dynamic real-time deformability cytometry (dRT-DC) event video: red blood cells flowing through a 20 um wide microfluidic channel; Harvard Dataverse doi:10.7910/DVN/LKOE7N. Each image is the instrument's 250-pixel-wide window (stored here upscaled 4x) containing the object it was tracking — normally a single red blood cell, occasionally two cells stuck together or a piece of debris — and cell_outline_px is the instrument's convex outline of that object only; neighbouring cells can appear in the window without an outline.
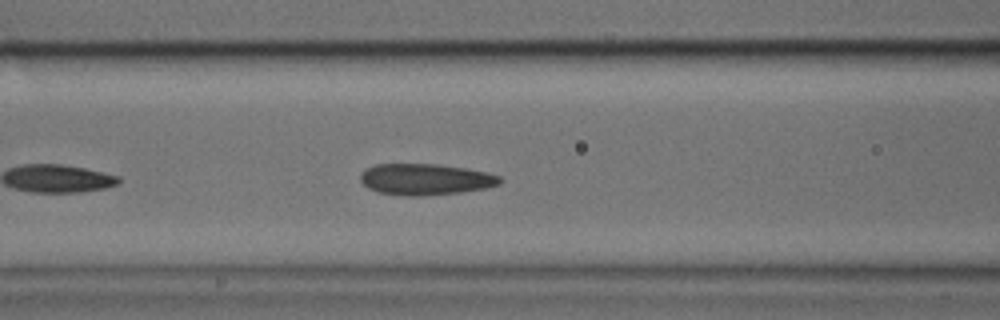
{"species": "common noctule bat (a hibernating species)", "species_latin": "Nyctalus noctula", "temperature_condition": "cold", "stored_images_in_passage": 25, "camera_frame_rate_fps": 3000, "um_per_image_px": 0.085, "animal": {"sex": "male", "body_mass_g": 17.9, "forearm_length_mm": 54.2}, "frame": {"image": 1, "passage_image": 8, "time_ms": 2.333, "image_size_px": [1000, 320], "cell_outline_px": [[504, 180], [500, 184], [488, 188], [460, 192], [420, 196], [404, 196], [380, 192], [368, 188], [360, 180], [360, 172], [364, 168], [376, 164], [436, 164], [464, 168], [488, 172], [500, 176]], "centroid_in_image_um": [36.17, 15.24], "position_along_channel_um": 130.4, "area_um2": 25.61}}